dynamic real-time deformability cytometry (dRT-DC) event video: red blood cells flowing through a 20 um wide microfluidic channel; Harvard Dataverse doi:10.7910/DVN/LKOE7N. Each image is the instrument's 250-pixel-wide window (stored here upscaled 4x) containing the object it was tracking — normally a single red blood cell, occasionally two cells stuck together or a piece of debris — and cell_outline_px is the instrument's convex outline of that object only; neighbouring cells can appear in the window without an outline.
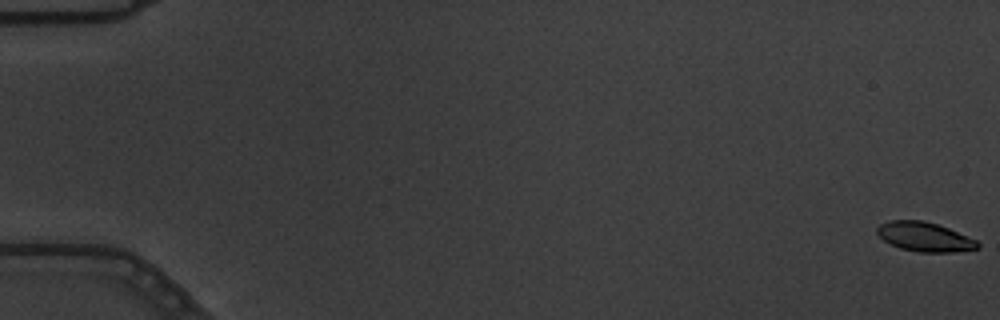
{"species": "common noctule bat (a hibernating species)", "species_latin": "Nyctalus noctula", "temperature_condition": "warm", "stored_images_in_passage": 4, "camera_frame_rate_fps": 3000, "um_per_image_px": 0.085, "animal": {"sex": "male", "body_mass_g": 19.5, "forearm_length_mm": 54.6}, "frame": {"image": 1, "passage_image": 1, "time_ms": 0.0, "image_size_px": [1000, 320], "cell_outline_px": [[980, 248], [952, 252], [920, 252], [900, 248], [884, 240], [876, 232], [876, 228], [880, 224], [888, 220], [924, 220], [948, 228], [976, 240], [980, 244]], "centroid_in_image_um": [78.58, 20.12], "position_along_channel_um": 6.4, "area_um2": 17.05}}
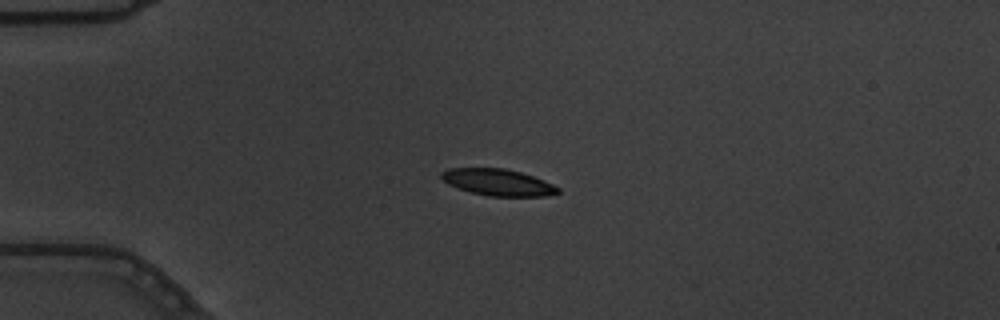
{"frame": {"image": 2, "passage_image": 4, "time_ms": 1.0, "image_size_px": [1000, 320], "cell_outline_px": [[560, 192], [544, 196], [488, 196], [456, 188], [448, 184], [440, 176], [440, 172], [448, 168], [504, 168], [520, 172], [544, 180], [560, 188]], "centroid_in_image_um": [42.3, 15.49], "position_along_channel_um": 42.7, "area_um2": 18.03}}